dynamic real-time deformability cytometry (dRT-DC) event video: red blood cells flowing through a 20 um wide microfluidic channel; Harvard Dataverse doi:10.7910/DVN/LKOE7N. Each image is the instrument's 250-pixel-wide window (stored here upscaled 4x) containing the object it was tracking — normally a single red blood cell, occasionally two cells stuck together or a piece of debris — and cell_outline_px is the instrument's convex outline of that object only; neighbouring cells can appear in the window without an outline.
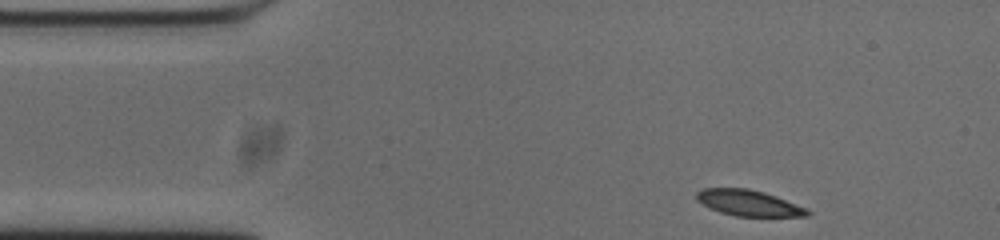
{"species": "common noctule bat (a hibernating species)", "species_latin": "Nyctalus noctula", "temperature_condition": "cold", "stored_images_in_passage": 49, "segment_of_instrument_passage": [1, 2], "camera_frame_rate_fps": 3000, "um_per_image_px": 0.085, "animal": {"sex": "male", "body_mass_g": 20.0, "forearm_length_mm": 53.3}, "frame": {"image": 1, "passage_image": 1, "time_ms": 0.0, "image_size_px": [1000, 240], "cell_outline_px": [[812, 212], [808, 216], [736, 216], [720, 212], [696, 200], [696, 192], [704, 188], [748, 188], [764, 192], [776, 196], [808, 208]], "centroid_in_image_um": [63.67, 17.25], "position_along_channel_um": 21.3, "area_um2": 16.7}}
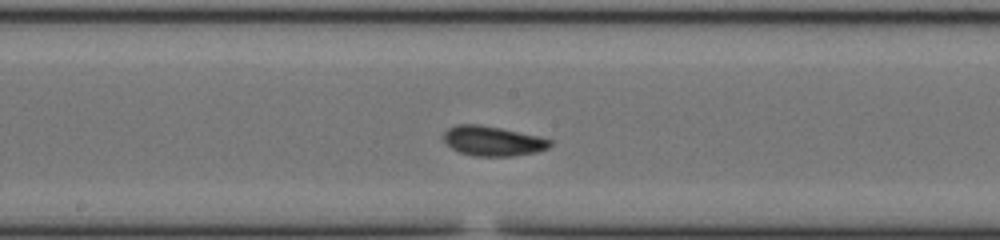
{"frame": {"image": 2, "passage_image": 21, "time_ms": 6.667, "image_size_px": [1000, 240], "cell_outline_px": [[552, 144], [548, 148], [536, 152], [512, 156], [476, 156], [460, 152], [452, 148], [444, 140], [444, 132], [448, 128], [456, 124], [480, 124], [540, 136], [552, 140]], "centroid_in_image_um": [41.9, 11.98], "position_along_channel_um": 206.3, "area_um2": 18.44}}
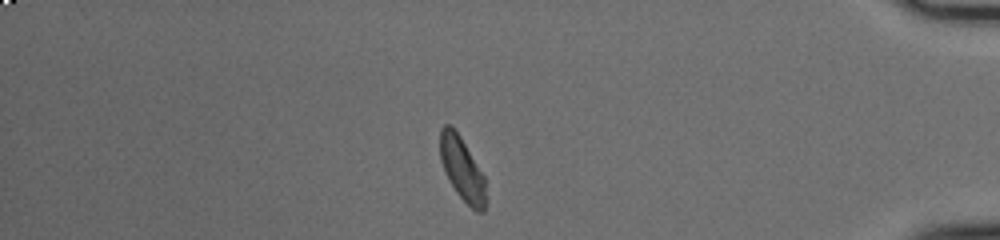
{"frame": {"image": 3, "passage_image": 40, "time_ms": 13.0, "image_size_px": [1000, 240], "cell_outline_px": [[488, 200], [484, 212], [476, 212], [456, 192], [444, 172], [440, 160], [440, 128], [444, 124], [448, 124], [460, 136], [484, 176]], "centroid_in_image_um": [39.3, 14.41], "position_along_channel_um": 395.9, "area_um2": 16.99}}